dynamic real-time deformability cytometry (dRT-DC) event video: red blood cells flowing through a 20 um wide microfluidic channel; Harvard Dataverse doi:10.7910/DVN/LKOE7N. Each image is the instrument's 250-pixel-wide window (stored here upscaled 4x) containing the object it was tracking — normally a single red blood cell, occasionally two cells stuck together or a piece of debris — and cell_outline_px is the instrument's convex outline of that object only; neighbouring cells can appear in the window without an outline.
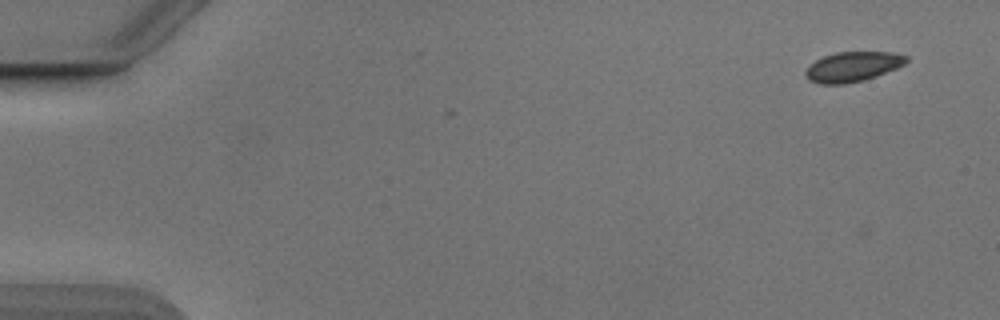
{"species": "Egyptian fruit bat (a non-hibernating species)", "species_latin": "Rousettus aegyptiacus", "temperature_condition": "cold", "stored_images_in_passage": 9, "camera_frame_rate_fps": 3000, "um_per_image_px": 0.085, "animal": {"sex": "male"}, "frame": {"image": 1, "passage_image": 6, "time_ms": 1.667, "image_size_px": [1000, 320], "cell_outline_px": [[908, 60], [904, 64], [896, 68], [876, 76], [864, 80], [844, 84], [820, 84], [808, 80], [804, 72], [808, 64], [824, 56], [836, 52], [892, 52], [908, 56]], "centroid_in_image_um": [72.45, 5.67], "position_along_channel_um": 12.6, "area_um2": 17.63}}